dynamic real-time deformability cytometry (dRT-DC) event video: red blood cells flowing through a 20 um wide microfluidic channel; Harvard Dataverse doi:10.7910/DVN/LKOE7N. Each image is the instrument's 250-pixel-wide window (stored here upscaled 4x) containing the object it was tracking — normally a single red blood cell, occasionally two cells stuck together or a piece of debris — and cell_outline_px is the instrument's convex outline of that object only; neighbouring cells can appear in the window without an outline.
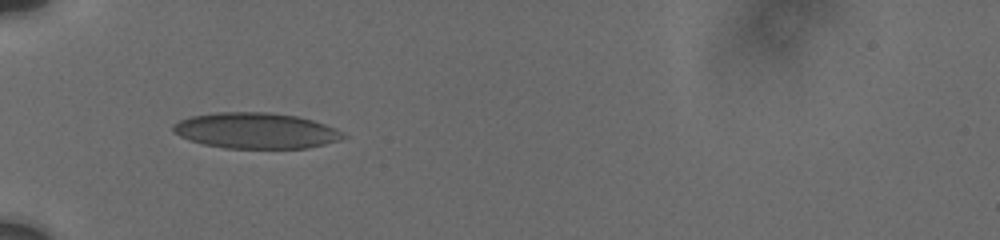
{"species": "human", "species_latin": "Homo sapiens", "temperature_condition": "cold", "stored_images_in_passage": 34, "camera_frame_rate_fps": 3000, "um_per_image_px": 0.085, "donor": {"sex": "male"}, "frame": {"image": 1, "passage_image": 3, "time_ms": 2.0, "image_size_px": [1000, 240], "cell_outline_px": [[348, 136], [340, 140], [308, 148], [224, 148], [204, 144], [188, 140], [172, 132], [172, 124], [180, 120], [192, 116], [216, 112], [268, 112], [296, 116], [312, 120], [336, 128], [344, 132]], "centroid_in_image_um": [21.74, 11.11], "position_along_channel_um": 63.3, "area_um2": 35.6}}
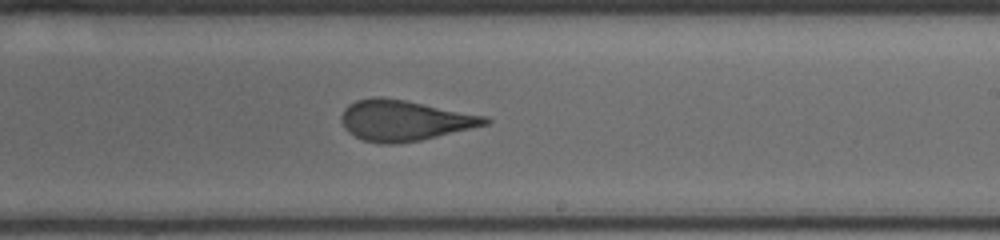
{"frame": {"image": 2, "passage_image": 15, "time_ms": 7.333, "image_size_px": [1000, 240], "cell_outline_px": [[492, 120], [488, 124], [420, 140], [396, 144], [380, 144], [364, 140], [348, 132], [344, 128], [340, 120], [340, 116], [344, 108], [348, 104], [356, 100], [380, 96], [404, 100], [488, 116]], "centroid_in_image_um": [34.34, 10.23], "position_along_channel_um": 254.7, "area_um2": 33.99}}
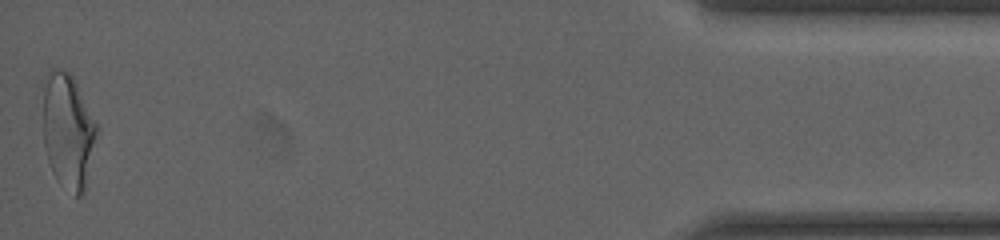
{"frame": {"image": 3, "passage_image": 34, "time_ms": 14.0, "image_size_px": [1000, 240], "cell_outline_px": [[100, 132], [84, 192], [80, 196], [76, 196], [56, 180], [52, 172], [44, 148], [40, 80], [48, 68], [56, 68], [68, 72], [72, 76], [100, 128]], "centroid_in_image_um": [5.75, 11.06], "position_along_channel_um": 429.5, "area_um2": 37.74}, "authors_computed_cell_mechanics": {"area_um2": 33.9286, "velocity_mm_per_s": 3.7585, "shape_relaxation_time_tau1_ms": 6.6426, "shape_relaxation_time_tau2_ms": null, "deformation_change_tau1": 0.1672, "deformation_change_tau2": null}}